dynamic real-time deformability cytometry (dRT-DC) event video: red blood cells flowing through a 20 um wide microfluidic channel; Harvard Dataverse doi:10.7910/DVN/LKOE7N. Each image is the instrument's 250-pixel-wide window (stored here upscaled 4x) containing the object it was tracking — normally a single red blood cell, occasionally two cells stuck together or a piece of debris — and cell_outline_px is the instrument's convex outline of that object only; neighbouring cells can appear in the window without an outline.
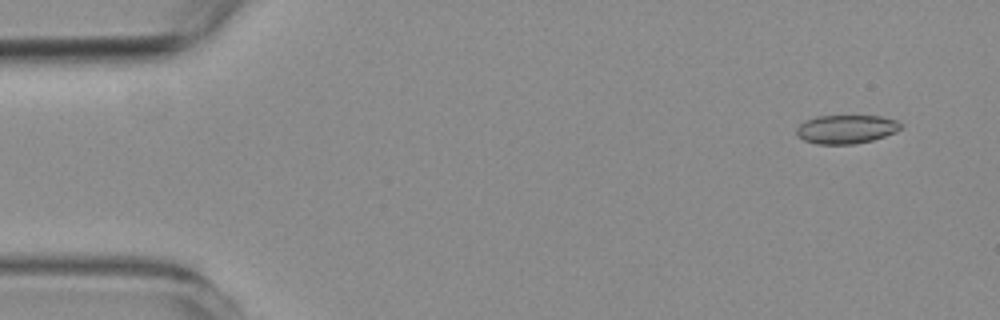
{"species": "common noctule bat (a hibernating species)", "species_latin": "Nyctalus noctula", "temperature_condition": "room temperature", "stored_images_in_passage": 58, "camera_frame_rate_fps": 3000, "um_per_image_px": 0.085, "animal": {"sex": "female", "body_mass_g": 19.3, "forearm_length_mm": 54.1}, "frame": {"image": 1, "passage_image": 4, "time_ms": 1.0, "image_size_px": [1000, 320], "cell_outline_px": [[904, 124], [896, 132], [872, 140], [856, 144], [816, 144], [804, 140], [796, 136], [796, 128], [804, 120], [816, 116], [880, 116], [896, 120]], "centroid_in_image_um": [71.9, 10.98], "position_along_channel_um": 13.1, "area_um2": 17.57}}
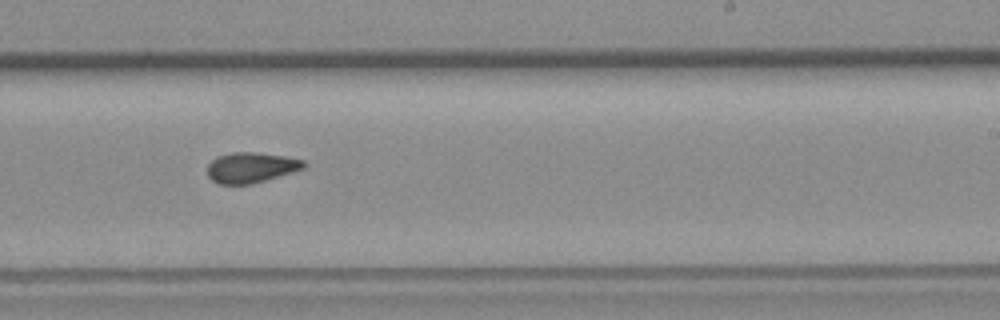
{"frame": {"image": 2, "passage_image": 35, "time_ms": 11.333, "image_size_px": [1000, 320], "cell_outline_px": [[308, 164], [304, 168], [292, 172], [252, 184], [220, 184], [212, 180], [208, 176], [208, 164], [216, 156], [232, 152], [252, 152], [284, 156], [304, 160]], "centroid_in_image_um": [21.33, 14.23], "position_along_channel_um": 267.7, "area_um2": 17.05}}
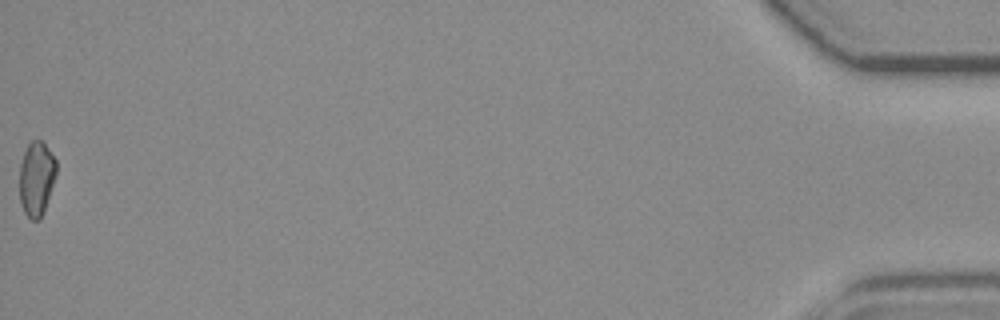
{"frame": {"image": 3, "passage_image": 58, "time_ms": 19.0, "image_size_px": [1000, 320], "cell_outline_px": [[56, 172], [44, 212], [40, 220], [32, 220], [24, 212], [20, 200], [20, 164], [24, 152], [28, 144], [32, 140], [44, 140], [56, 160]], "centroid_in_image_um": [3.1, 15.15], "position_along_channel_um": 432.1, "area_um2": 15.95}, "authors_computed_cell_mechanics": {"area_um2": 17.1666, "velocity_mm_per_s": 3.5614, "shape_relaxation_time_tau1_ms": null, "shape_relaxation_time_tau2_ms": 4.4293, "deformation_change_tau1": null, "deformation_change_tau2": 0.0978}}